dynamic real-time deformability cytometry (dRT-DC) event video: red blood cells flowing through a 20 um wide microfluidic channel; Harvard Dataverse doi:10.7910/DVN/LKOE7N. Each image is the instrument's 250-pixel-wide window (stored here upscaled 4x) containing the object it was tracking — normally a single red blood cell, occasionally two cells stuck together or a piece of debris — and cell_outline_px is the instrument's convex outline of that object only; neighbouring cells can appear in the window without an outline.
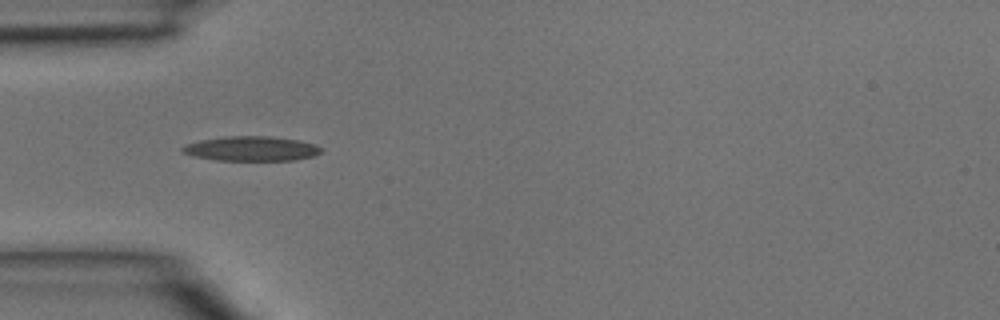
{"species": "common noctule bat (a hibernating species)", "species_latin": "Nyctalus noctula", "temperature_condition": "room temperature", "stored_images_in_passage": 4, "camera_frame_rate_fps": 3000, "um_per_image_px": 0.085, "animal": {"sex": "male", "body_mass_g": 15.6}, "frame": {"image": 1, "passage_image": 3, "time_ms": 0.667, "image_size_px": [1000, 320], "cell_outline_px": [[324, 152], [312, 156], [292, 160], [216, 160], [196, 156], [184, 152], [180, 148], [184, 144], [200, 140], [224, 136], [272, 136], [300, 140], [316, 144], [324, 148]], "centroid_in_image_um": [21.42, 12.62], "position_along_channel_um": 63.6, "area_um2": 20.06}}